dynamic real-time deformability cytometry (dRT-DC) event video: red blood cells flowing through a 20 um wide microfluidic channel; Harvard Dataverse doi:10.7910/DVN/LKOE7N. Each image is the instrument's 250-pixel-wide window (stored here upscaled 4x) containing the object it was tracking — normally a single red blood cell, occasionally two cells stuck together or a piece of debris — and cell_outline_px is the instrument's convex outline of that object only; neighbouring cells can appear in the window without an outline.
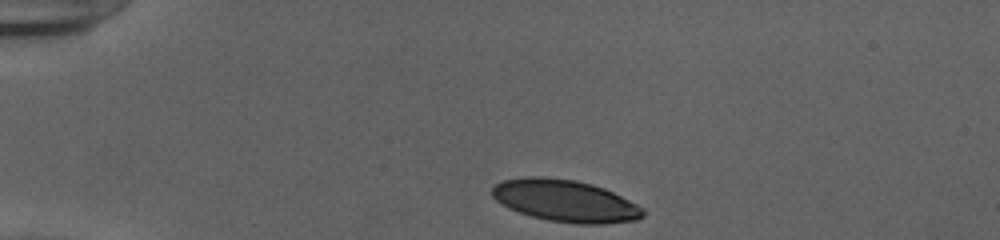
{"species": "human", "species_latin": "Homo sapiens", "temperature_condition": "cold", "stored_images_in_passage": 34, "camera_frame_rate_fps": 3000, "um_per_image_px": 0.085, "donor": {"sex": "female"}, "frame": {"image": 1, "passage_image": 1, "time_ms": 0.0, "image_size_px": [1000, 240], "cell_outline_px": [[644, 216], [636, 220], [604, 224], [576, 224], [548, 220], [532, 216], [508, 208], [496, 200], [492, 196], [492, 188], [496, 184], [504, 180], [528, 176], [540, 176], [576, 180], [592, 184], [604, 188], [644, 208]], "centroid_in_image_um": [48.05, 17.07], "position_along_channel_um": 37.0, "area_um2": 36.82}}
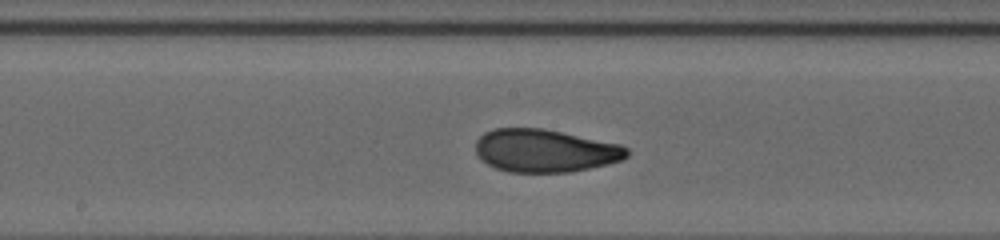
{"frame": {"image": 2, "passage_image": 18, "time_ms": 5.667, "image_size_px": [1000, 240], "cell_outline_px": [[628, 156], [624, 160], [608, 164], [572, 172], [508, 172], [496, 168], [488, 164], [476, 152], [476, 140], [484, 132], [492, 128], [544, 128], [620, 144], [628, 148]], "centroid_in_image_um": [46.35, 12.8], "position_along_channel_um": 201.9, "area_um2": 37.97}}
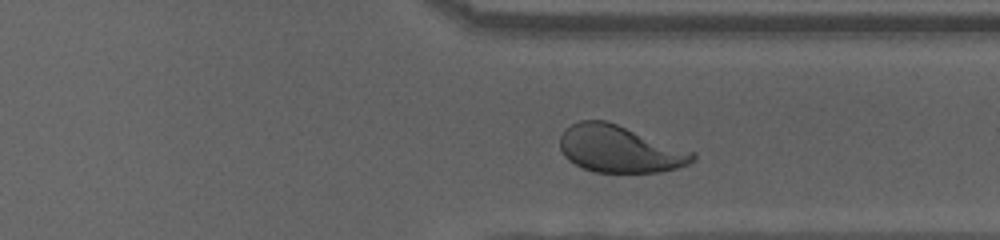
{"frame": {"image": 3, "passage_image": 30, "time_ms": 9.667, "image_size_px": [1000, 240], "cell_outline_px": [[696, 160], [688, 164], [676, 168], [660, 172], [596, 172], [584, 168], [568, 160], [564, 156], [560, 148], [560, 136], [564, 128], [580, 120], [604, 120], [616, 124], [696, 152]], "centroid_in_image_um": [52.67, 12.67], "position_along_channel_um": 358.7, "area_um2": 36.3}, "authors_computed_cell_mechanics": {"area_um2": 37.8301, "velocity_mm_per_s": 3.9213, "shape_relaxation_time_tau1_ms": 5.2646, "shape_relaxation_time_tau2_ms": 1.1554, "deformation_change_tau1": 0.1835, "deformation_change_tau2": 0.0725}}